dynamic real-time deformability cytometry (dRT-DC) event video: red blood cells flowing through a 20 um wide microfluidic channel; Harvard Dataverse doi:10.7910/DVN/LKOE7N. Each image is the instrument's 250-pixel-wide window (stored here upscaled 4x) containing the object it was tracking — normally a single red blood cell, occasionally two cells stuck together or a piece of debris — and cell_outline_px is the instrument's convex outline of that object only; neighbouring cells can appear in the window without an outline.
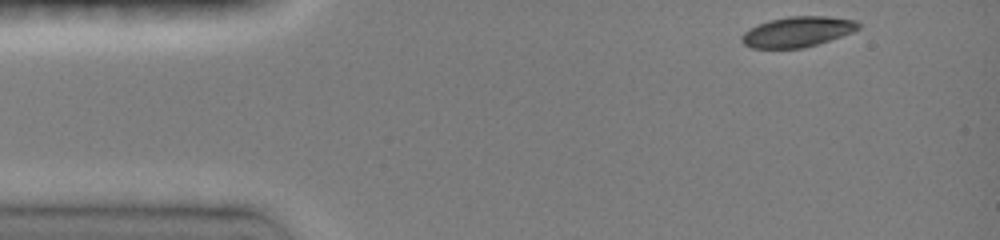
{"species": "common noctule bat (a hibernating species)", "species_latin": "Nyctalus noctula", "temperature_condition": "room temperature", "stored_images_in_passage": 7, "camera_frame_rate_fps": 3000, "um_per_image_px": 0.085, "animal": {"sex": "female", "body_mass_g": 19.0, "forearm_length_mm": 51.5}, "frame": {"image": 1, "passage_image": 1, "time_ms": 0.0, "image_size_px": [1000, 240], "cell_outline_px": [[860, 28], [852, 32], [804, 48], [752, 48], [744, 44], [740, 40], [740, 36], [744, 32], [768, 20], [788, 16], [828, 16], [856, 20], [860, 24]], "centroid_in_image_um": [67.78, 2.69], "position_along_channel_um": 17.2, "area_um2": 20.52}}
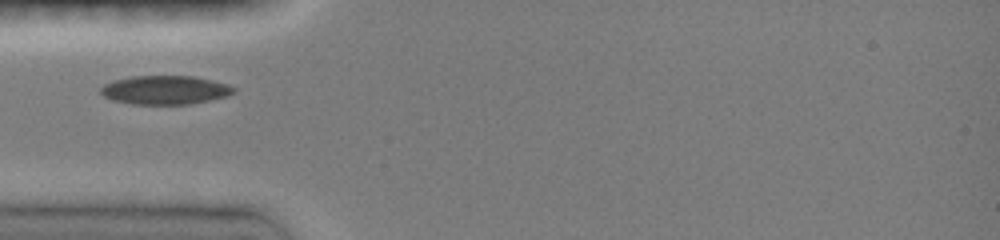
{"frame": {"image": 2, "passage_image": 6, "time_ms": 3.333, "image_size_px": [1000, 240], "cell_outline_px": [[236, 92], [228, 96], [188, 104], [132, 104], [112, 100], [104, 96], [100, 92], [100, 88], [104, 84], [112, 80], [132, 76], [192, 76], [212, 80], [228, 84], [236, 88]], "centroid_in_image_um": [14.03, 7.64], "position_along_channel_um": 71.0, "area_um2": 22.37}}